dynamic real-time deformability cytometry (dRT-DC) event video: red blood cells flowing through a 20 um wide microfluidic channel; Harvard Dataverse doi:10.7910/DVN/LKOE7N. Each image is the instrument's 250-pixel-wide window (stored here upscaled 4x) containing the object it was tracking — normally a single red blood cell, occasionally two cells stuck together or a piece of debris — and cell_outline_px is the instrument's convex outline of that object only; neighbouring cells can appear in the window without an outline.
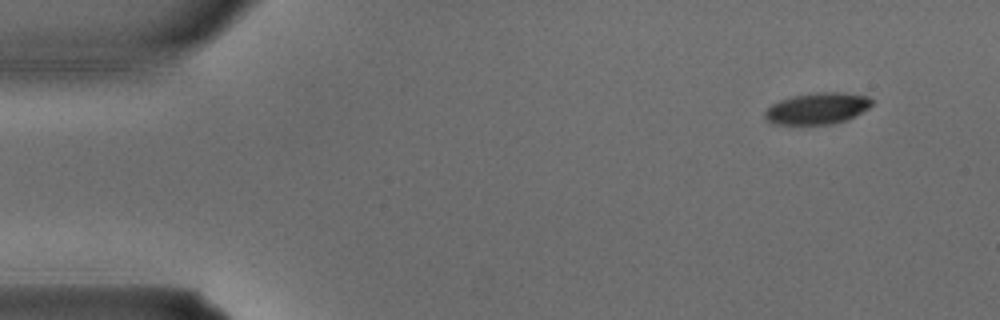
{"species": "common noctule bat (a hibernating species)", "species_latin": "Nyctalus noctula", "temperature_condition": "warm", "stored_images_in_passage": 3, "camera_frame_rate_fps": 3000, "um_per_image_px": 0.085, "animal": {"sex": "male", "body_mass_g": 15.6}, "frame": {"image": 1, "passage_image": 1, "time_ms": 0.0, "image_size_px": [1000, 320], "cell_outline_px": [[876, 100], [868, 108], [844, 120], [832, 124], [772, 124], [764, 116], [764, 112], [772, 104], [780, 100], [792, 96], [816, 92], [844, 92], [868, 96]], "centroid_in_image_um": [69.48, 9.2], "position_along_channel_um": 15.5, "area_um2": 19.54}}
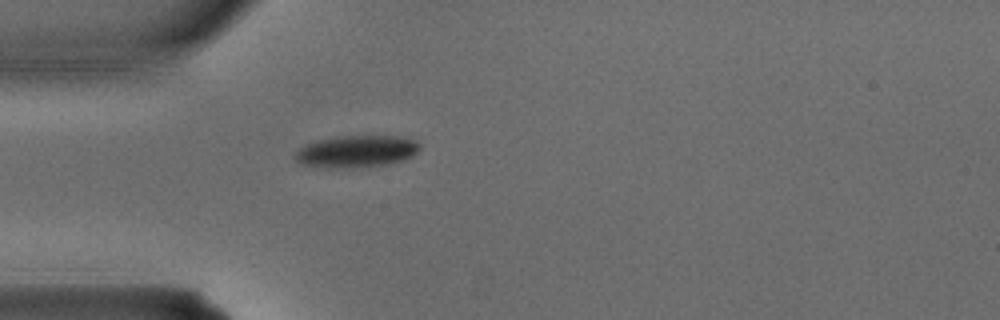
{"frame": {"image": 2, "passage_image": 3, "time_ms": 0.667, "image_size_px": [1000, 320], "cell_outline_px": [[420, 148], [412, 156], [404, 160], [392, 164], [364, 168], [328, 168], [300, 164], [292, 156], [300, 148], [316, 140], [336, 136], [396, 136], [416, 140], [420, 144]], "centroid_in_image_um": [30.31, 12.89], "position_along_channel_um": 54.7, "area_um2": 23.7}}